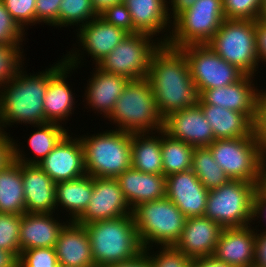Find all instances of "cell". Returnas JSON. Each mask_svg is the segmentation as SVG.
<instances>
[{
  "label": "cell",
  "instance_id": "obj_1",
  "mask_svg": "<svg viewBox=\"0 0 266 267\" xmlns=\"http://www.w3.org/2000/svg\"><path fill=\"white\" fill-rule=\"evenodd\" d=\"M147 79L163 119L173 112L198 105L200 94L180 48L162 43L152 55Z\"/></svg>",
  "mask_w": 266,
  "mask_h": 267
},
{
  "label": "cell",
  "instance_id": "obj_2",
  "mask_svg": "<svg viewBox=\"0 0 266 267\" xmlns=\"http://www.w3.org/2000/svg\"><path fill=\"white\" fill-rule=\"evenodd\" d=\"M24 69L22 67L13 79L0 88V130L3 132L14 124L32 126L45 123L44 96L49 68L32 75Z\"/></svg>",
  "mask_w": 266,
  "mask_h": 267
},
{
  "label": "cell",
  "instance_id": "obj_3",
  "mask_svg": "<svg viewBox=\"0 0 266 267\" xmlns=\"http://www.w3.org/2000/svg\"><path fill=\"white\" fill-rule=\"evenodd\" d=\"M84 226L96 267L128 262L143 252L132 214Z\"/></svg>",
  "mask_w": 266,
  "mask_h": 267
},
{
  "label": "cell",
  "instance_id": "obj_4",
  "mask_svg": "<svg viewBox=\"0 0 266 267\" xmlns=\"http://www.w3.org/2000/svg\"><path fill=\"white\" fill-rule=\"evenodd\" d=\"M106 119L117 124L115 129L130 133L162 130L163 118L157 110L149 80H129Z\"/></svg>",
  "mask_w": 266,
  "mask_h": 267
},
{
  "label": "cell",
  "instance_id": "obj_5",
  "mask_svg": "<svg viewBox=\"0 0 266 267\" xmlns=\"http://www.w3.org/2000/svg\"><path fill=\"white\" fill-rule=\"evenodd\" d=\"M131 134L111 129L79 136L83 144L86 173L94 178H117L129 169Z\"/></svg>",
  "mask_w": 266,
  "mask_h": 267
},
{
  "label": "cell",
  "instance_id": "obj_6",
  "mask_svg": "<svg viewBox=\"0 0 266 267\" xmlns=\"http://www.w3.org/2000/svg\"><path fill=\"white\" fill-rule=\"evenodd\" d=\"M143 249L174 246L184 229L186 217L167 197L144 202L132 210Z\"/></svg>",
  "mask_w": 266,
  "mask_h": 267
},
{
  "label": "cell",
  "instance_id": "obj_7",
  "mask_svg": "<svg viewBox=\"0 0 266 267\" xmlns=\"http://www.w3.org/2000/svg\"><path fill=\"white\" fill-rule=\"evenodd\" d=\"M257 186L252 182L230 179L220 187L209 190L204 216L223 228L251 225Z\"/></svg>",
  "mask_w": 266,
  "mask_h": 267
},
{
  "label": "cell",
  "instance_id": "obj_8",
  "mask_svg": "<svg viewBox=\"0 0 266 267\" xmlns=\"http://www.w3.org/2000/svg\"><path fill=\"white\" fill-rule=\"evenodd\" d=\"M255 29L256 21L225 19L207 45L245 75L256 76L260 62Z\"/></svg>",
  "mask_w": 266,
  "mask_h": 267
},
{
  "label": "cell",
  "instance_id": "obj_9",
  "mask_svg": "<svg viewBox=\"0 0 266 267\" xmlns=\"http://www.w3.org/2000/svg\"><path fill=\"white\" fill-rule=\"evenodd\" d=\"M225 19L222 0H197L172 21L166 44L175 48L208 44Z\"/></svg>",
  "mask_w": 266,
  "mask_h": 267
},
{
  "label": "cell",
  "instance_id": "obj_10",
  "mask_svg": "<svg viewBox=\"0 0 266 267\" xmlns=\"http://www.w3.org/2000/svg\"><path fill=\"white\" fill-rule=\"evenodd\" d=\"M161 44L160 37L155 38L148 33L128 34L95 67L129 80L145 79L148 76L152 55Z\"/></svg>",
  "mask_w": 266,
  "mask_h": 267
},
{
  "label": "cell",
  "instance_id": "obj_11",
  "mask_svg": "<svg viewBox=\"0 0 266 267\" xmlns=\"http://www.w3.org/2000/svg\"><path fill=\"white\" fill-rule=\"evenodd\" d=\"M208 148L214 160L231 180L259 184L263 154L257 137L217 139Z\"/></svg>",
  "mask_w": 266,
  "mask_h": 267
},
{
  "label": "cell",
  "instance_id": "obj_12",
  "mask_svg": "<svg viewBox=\"0 0 266 267\" xmlns=\"http://www.w3.org/2000/svg\"><path fill=\"white\" fill-rule=\"evenodd\" d=\"M78 49L74 48V51L72 48L71 52L69 51L66 55L62 56L64 57L63 59L61 58V60L57 61L58 63L52 64L49 68L48 87L44 96L45 123L51 122L62 125L74 112L76 105L75 94L67 82V77L71 76L70 73H73L78 68V65L81 64V60H83L81 56H84V53L81 54L82 50Z\"/></svg>",
  "mask_w": 266,
  "mask_h": 267
},
{
  "label": "cell",
  "instance_id": "obj_13",
  "mask_svg": "<svg viewBox=\"0 0 266 267\" xmlns=\"http://www.w3.org/2000/svg\"><path fill=\"white\" fill-rule=\"evenodd\" d=\"M185 54L191 78L199 94L204 90L228 86L239 81L245 74L227 63L207 44L180 48Z\"/></svg>",
  "mask_w": 266,
  "mask_h": 267
},
{
  "label": "cell",
  "instance_id": "obj_14",
  "mask_svg": "<svg viewBox=\"0 0 266 267\" xmlns=\"http://www.w3.org/2000/svg\"><path fill=\"white\" fill-rule=\"evenodd\" d=\"M131 214L132 209L125 200L116 178L93 177L91 199L83 214L75 222L85 225Z\"/></svg>",
  "mask_w": 266,
  "mask_h": 267
},
{
  "label": "cell",
  "instance_id": "obj_15",
  "mask_svg": "<svg viewBox=\"0 0 266 267\" xmlns=\"http://www.w3.org/2000/svg\"><path fill=\"white\" fill-rule=\"evenodd\" d=\"M67 133L53 150L38 163L55 182L77 179L84 176L83 144L79 137H72Z\"/></svg>",
  "mask_w": 266,
  "mask_h": 267
},
{
  "label": "cell",
  "instance_id": "obj_16",
  "mask_svg": "<svg viewBox=\"0 0 266 267\" xmlns=\"http://www.w3.org/2000/svg\"><path fill=\"white\" fill-rule=\"evenodd\" d=\"M163 132L193 147H208L215 137L199 105L173 112L163 119Z\"/></svg>",
  "mask_w": 266,
  "mask_h": 267
},
{
  "label": "cell",
  "instance_id": "obj_17",
  "mask_svg": "<svg viewBox=\"0 0 266 267\" xmlns=\"http://www.w3.org/2000/svg\"><path fill=\"white\" fill-rule=\"evenodd\" d=\"M254 76L244 75L234 84L204 90L200 98L207 105H216L225 109L245 114L253 123L257 115L258 86H255Z\"/></svg>",
  "mask_w": 266,
  "mask_h": 267
},
{
  "label": "cell",
  "instance_id": "obj_18",
  "mask_svg": "<svg viewBox=\"0 0 266 267\" xmlns=\"http://www.w3.org/2000/svg\"><path fill=\"white\" fill-rule=\"evenodd\" d=\"M208 193L191 169L166 177V197L186 218L204 216Z\"/></svg>",
  "mask_w": 266,
  "mask_h": 267
},
{
  "label": "cell",
  "instance_id": "obj_19",
  "mask_svg": "<svg viewBox=\"0 0 266 267\" xmlns=\"http://www.w3.org/2000/svg\"><path fill=\"white\" fill-rule=\"evenodd\" d=\"M222 230L205 216L189 217L174 247L192 259L213 255Z\"/></svg>",
  "mask_w": 266,
  "mask_h": 267
},
{
  "label": "cell",
  "instance_id": "obj_20",
  "mask_svg": "<svg viewBox=\"0 0 266 267\" xmlns=\"http://www.w3.org/2000/svg\"><path fill=\"white\" fill-rule=\"evenodd\" d=\"M255 238L252 224L223 228L213 255L234 267H250L255 261Z\"/></svg>",
  "mask_w": 266,
  "mask_h": 267
},
{
  "label": "cell",
  "instance_id": "obj_21",
  "mask_svg": "<svg viewBox=\"0 0 266 267\" xmlns=\"http://www.w3.org/2000/svg\"><path fill=\"white\" fill-rule=\"evenodd\" d=\"M77 42L83 52L91 56L93 64H98L107 56L129 33L125 30L107 23L99 15L87 24L76 29Z\"/></svg>",
  "mask_w": 266,
  "mask_h": 267
},
{
  "label": "cell",
  "instance_id": "obj_22",
  "mask_svg": "<svg viewBox=\"0 0 266 267\" xmlns=\"http://www.w3.org/2000/svg\"><path fill=\"white\" fill-rule=\"evenodd\" d=\"M26 213H55L56 183L36 164L21 163Z\"/></svg>",
  "mask_w": 266,
  "mask_h": 267
},
{
  "label": "cell",
  "instance_id": "obj_23",
  "mask_svg": "<svg viewBox=\"0 0 266 267\" xmlns=\"http://www.w3.org/2000/svg\"><path fill=\"white\" fill-rule=\"evenodd\" d=\"M54 248L59 266L96 267L84 225L69 221L61 230Z\"/></svg>",
  "mask_w": 266,
  "mask_h": 267
},
{
  "label": "cell",
  "instance_id": "obj_24",
  "mask_svg": "<svg viewBox=\"0 0 266 267\" xmlns=\"http://www.w3.org/2000/svg\"><path fill=\"white\" fill-rule=\"evenodd\" d=\"M53 213H24L20 225V254L33 248L55 247L59 234L69 222L58 221Z\"/></svg>",
  "mask_w": 266,
  "mask_h": 267
},
{
  "label": "cell",
  "instance_id": "obj_25",
  "mask_svg": "<svg viewBox=\"0 0 266 267\" xmlns=\"http://www.w3.org/2000/svg\"><path fill=\"white\" fill-rule=\"evenodd\" d=\"M116 179L132 210L141 203L166 197V176L163 174L144 173L130 167Z\"/></svg>",
  "mask_w": 266,
  "mask_h": 267
},
{
  "label": "cell",
  "instance_id": "obj_26",
  "mask_svg": "<svg viewBox=\"0 0 266 267\" xmlns=\"http://www.w3.org/2000/svg\"><path fill=\"white\" fill-rule=\"evenodd\" d=\"M123 2L131 14L133 26L139 32L156 37L166 32L164 37L161 36V42L168 41L172 26L168 14V0H123Z\"/></svg>",
  "mask_w": 266,
  "mask_h": 267
},
{
  "label": "cell",
  "instance_id": "obj_27",
  "mask_svg": "<svg viewBox=\"0 0 266 267\" xmlns=\"http://www.w3.org/2000/svg\"><path fill=\"white\" fill-rule=\"evenodd\" d=\"M93 70L92 78L88 79L87 87L84 89H87L84 98L86 104L95 111L94 113L97 111V113L107 118L114 109L115 103L129 79L104 72L97 67Z\"/></svg>",
  "mask_w": 266,
  "mask_h": 267
},
{
  "label": "cell",
  "instance_id": "obj_28",
  "mask_svg": "<svg viewBox=\"0 0 266 267\" xmlns=\"http://www.w3.org/2000/svg\"><path fill=\"white\" fill-rule=\"evenodd\" d=\"M198 105L212 128L215 140L250 137L254 134V123L245 114L207 105L201 98Z\"/></svg>",
  "mask_w": 266,
  "mask_h": 267
},
{
  "label": "cell",
  "instance_id": "obj_29",
  "mask_svg": "<svg viewBox=\"0 0 266 267\" xmlns=\"http://www.w3.org/2000/svg\"><path fill=\"white\" fill-rule=\"evenodd\" d=\"M63 125L58 123L46 122L43 124L33 125L37 128L28 138V145L35 156L27 158L26 153L20 144L18 145L13 138V159L19 163L36 164L43 160L60 140L69 132Z\"/></svg>",
  "mask_w": 266,
  "mask_h": 267
},
{
  "label": "cell",
  "instance_id": "obj_30",
  "mask_svg": "<svg viewBox=\"0 0 266 267\" xmlns=\"http://www.w3.org/2000/svg\"><path fill=\"white\" fill-rule=\"evenodd\" d=\"M131 167L144 173L163 174L161 130L131 134Z\"/></svg>",
  "mask_w": 266,
  "mask_h": 267
},
{
  "label": "cell",
  "instance_id": "obj_31",
  "mask_svg": "<svg viewBox=\"0 0 266 267\" xmlns=\"http://www.w3.org/2000/svg\"><path fill=\"white\" fill-rule=\"evenodd\" d=\"M93 192V177L85 174L55 185L56 210L62 207L69 213V221H76L85 211Z\"/></svg>",
  "mask_w": 266,
  "mask_h": 267
},
{
  "label": "cell",
  "instance_id": "obj_32",
  "mask_svg": "<svg viewBox=\"0 0 266 267\" xmlns=\"http://www.w3.org/2000/svg\"><path fill=\"white\" fill-rule=\"evenodd\" d=\"M0 213H26L21 163L14 159L0 169Z\"/></svg>",
  "mask_w": 266,
  "mask_h": 267
},
{
  "label": "cell",
  "instance_id": "obj_33",
  "mask_svg": "<svg viewBox=\"0 0 266 267\" xmlns=\"http://www.w3.org/2000/svg\"><path fill=\"white\" fill-rule=\"evenodd\" d=\"M195 147L171 138L161 130V151L163 175L166 177L191 169Z\"/></svg>",
  "mask_w": 266,
  "mask_h": 267
},
{
  "label": "cell",
  "instance_id": "obj_34",
  "mask_svg": "<svg viewBox=\"0 0 266 267\" xmlns=\"http://www.w3.org/2000/svg\"><path fill=\"white\" fill-rule=\"evenodd\" d=\"M191 170L208 190L218 188L230 180L214 160L208 147H196L194 149Z\"/></svg>",
  "mask_w": 266,
  "mask_h": 267
},
{
  "label": "cell",
  "instance_id": "obj_35",
  "mask_svg": "<svg viewBox=\"0 0 266 267\" xmlns=\"http://www.w3.org/2000/svg\"><path fill=\"white\" fill-rule=\"evenodd\" d=\"M98 16L91 0H62L59 6L58 27H76L87 24ZM81 23V24H80Z\"/></svg>",
  "mask_w": 266,
  "mask_h": 267
},
{
  "label": "cell",
  "instance_id": "obj_36",
  "mask_svg": "<svg viewBox=\"0 0 266 267\" xmlns=\"http://www.w3.org/2000/svg\"><path fill=\"white\" fill-rule=\"evenodd\" d=\"M21 215L0 213V249L20 257Z\"/></svg>",
  "mask_w": 266,
  "mask_h": 267
},
{
  "label": "cell",
  "instance_id": "obj_37",
  "mask_svg": "<svg viewBox=\"0 0 266 267\" xmlns=\"http://www.w3.org/2000/svg\"><path fill=\"white\" fill-rule=\"evenodd\" d=\"M21 46L0 44V88L13 79L25 66L22 54L24 49Z\"/></svg>",
  "mask_w": 266,
  "mask_h": 267
},
{
  "label": "cell",
  "instance_id": "obj_38",
  "mask_svg": "<svg viewBox=\"0 0 266 267\" xmlns=\"http://www.w3.org/2000/svg\"><path fill=\"white\" fill-rule=\"evenodd\" d=\"M158 249L154 254L150 252L152 247L143 249L153 267H191L193 259L174 246H160Z\"/></svg>",
  "mask_w": 266,
  "mask_h": 267
},
{
  "label": "cell",
  "instance_id": "obj_39",
  "mask_svg": "<svg viewBox=\"0 0 266 267\" xmlns=\"http://www.w3.org/2000/svg\"><path fill=\"white\" fill-rule=\"evenodd\" d=\"M262 0H222L226 19L256 21Z\"/></svg>",
  "mask_w": 266,
  "mask_h": 267
},
{
  "label": "cell",
  "instance_id": "obj_40",
  "mask_svg": "<svg viewBox=\"0 0 266 267\" xmlns=\"http://www.w3.org/2000/svg\"><path fill=\"white\" fill-rule=\"evenodd\" d=\"M36 0H2L13 20L25 32L29 25H35Z\"/></svg>",
  "mask_w": 266,
  "mask_h": 267
},
{
  "label": "cell",
  "instance_id": "obj_41",
  "mask_svg": "<svg viewBox=\"0 0 266 267\" xmlns=\"http://www.w3.org/2000/svg\"><path fill=\"white\" fill-rule=\"evenodd\" d=\"M18 267H60L55 248H33L21 252Z\"/></svg>",
  "mask_w": 266,
  "mask_h": 267
},
{
  "label": "cell",
  "instance_id": "obj_42",
  "mask_svg": "<svg viewBox=\"0 0 266 267\" xmlns=\"http://www.w3.org/2000/svg\"><path fill=\"white\" fill-rule=\"evenodd\" d=\"M26 33L13 20L0 0V44L22 45Z\"/></svg>",
  "mask_w": 266,
  "mask_h": 267
},
{
  "label": "cell",
  "instance_id": "obj_43",
  "mask_svg": "<svg viewBox=\"0 0 266 267\" xmlns=\"http://www.w3.org/2000/svg\"><path fill=\"white\" fill-rule=\"evenodd\" d=\"M107 23L125 30L129 34L139 31L133 26L131 14L124 2L113 5L99 15Z\"/></svg>",
  "mask_w": 266,
  "mask_h": 267
},
{
  "label": "cell",
  "instance_id": "obj_44",
  "mask_svg": "<svg viewBox=\"0 0 266 267\" xmlns=\"http://www.w3.org/2000/svg\"><path fill=\"white\" fill-rule=\"evenodd\" d=\"M62 0H36L35 23L58 27L59 6Z\"/></svg>",
  "mask_w": 266,
  "mask_h": 267
},
{
  "label": "cell",
  "instance_id": "obj_45",
  "mask_svg": "<svg viewBox=\"0 0 266 267\" xmlns=\"http://www.w3.org/2000/svg\"><path fill=\"white\" fill-rule=\"evenodd\" d=\"M263 90L259 93L257 100V115L254 122V134L257 137L262 154H266V90Z\"/></svg>",
  "mask_w": 266,
  "mask_h": 267
},
{
  "label": "cell",
  "instance_id": "obj_46",
  "mask_svg": "<svg viewBox=\"0 0 266 267\" xmlns=\"http://www.w3.org/2000/svg\"><path fill=\"white\" fill-rule=\"evenodd\" d=\"M266 189L259 183L255 195H254V203H253V219L252 220H259L258 218L262 217L263 220H266ZM257 217V219H256ZM265 229V230H264ZM262 231L266 232V228Z\"/></svg>",
  "mask_w": 266,
  "mask_h": 267
},
{
  "label": "cell",
  "instance_id": "obj_47",
  "mask_svg": "<svg viewBox=\"0 0 266 267\" xmlns=\"http://www.w3.org/2000/svg\"><path fill=\"white\" fill-rule=\"evenodd\" d=\"M13 160V137L0 130V169Z\"/></svg>",
  "mask_w": 266,
  "mask_h": 267
},
{
  "label": "cell",
  "instance_id": "obj_48",
  "mask_svg": "<svg viewBox=\"0 0 266 267\" xmlns=\"http://www.w3.org/2000/svg\"><path fill=\"white\" fill-rule=\"evenodd\" d=\"M256 50L259 62L266 64V21L256 20L255 29Z\"/></svg>",
  "mask_w": 266,
  "mask_h": 267
},
{
  "label": "cell",
  "instance_id": "obj_49",
  "mask_svg": "<svg viewBox=\"0 0 266 267\" xmlns=\"http://www.w3.org/2000/svg\"><path fill=\"white\" fill-rule=\"evenodd\" d=\"M258 231L260 232L258 233ZM255 247L254 264L260 267H266V232L256 230Z\"/></svg>",
  "mask_w": 266,
  "mask_h": 267
},
{
  "label": "cell",
  "instance_id": "obj_50",
  "mask_svg": "<svg viewBox=\"0 0 266 267\" xmlns=\"http://www.w3.org/2000/svg\"><path fill=\"white\" fill-rule=\"evenodd\" d=\"M196 1L197 0H168V4H170L168 5V14L170 20L173 21L180 13L189 9ZM169 6L172 8H169Z\"/></svg>",
  "mask_w": 266,
  "mask_h": 267
},
{
  "label": "cell",
  "instance_id": "obj_51",
  "mask_svg": "<svg viewBox=\"0 0 266 267\" xmlns=\"http://www.w3.org/2000/svg\"><path fill=\"white\" fill-rule=\"evenodd\" d=\"M191 267H234L217 259L214 255L199 257L192 260Z\"/></svg>",
  "mask_w": 266,
  "mask_h": 267
},
{
  "label": "cell",
  "instance_id": "obj_52",
  "mask_svg": "<svg viewBox=\"0 0 266 267\" xmlns=\"http://www.w3.org/2000/svg\"><path fill=\"white\" fill-rule=\"evenodd\" d=\"M104 267H153L148 256L142 252L137 258L123 263L111 264Z\"/></svg>",
  "mask_w": 266,
  "mask_h": 267
},
{
  "label": "cell",
  "instance_id": "obj_53",
  "mask_svg": "<svg viewBox=\"0 0 266 267\" xmlns=\"http://www.w3.org/2000/svg\"><path fill=\"white\" fill-rule=\"evenodd\" d=\"M123 0H91L93 9L97 15H100L106 9L112 7L113 5L122 3Z\"/></svg>",
  "mask_w": 266,
  "mask_h": 267
},
{
  "label": "cell",
  "instance_id": "obj_54",
  "mask_svg": "<svg viewBox=\"0 0 266 267\" xmlns=\"http://www.w3.org/2000/svg\"><path fill=\"white\" fill-rule=\"evenodd\" d=\"M0 267H18V258L13 253L0 249Z\"/></svg>",
  "mask_w": 266,
  "mask_h": 267
},
{
  "label": "cell",
  "instance_id": "obj_55",
  "mask_svg": "<svg viewBox=\"0 0 266 267\" xmlns=\"http://www.w3.org/2000/svg\"><path fill=\"white\" fill-rule=\"evenodd\" d=\"M260 184L266 189V154H263L262 157Z\"/></svg>",
  "mask_w": 266,
  "mask_h": 267
},
{
  "label": "cell",
  "instance_id": "obj_56",
  "mask_svg": "<svg viewBox=\"0 0 266 267\" xmlns=\"http://www.w3.org/2000/svg\"><path fill=\"white\" fill-rule=\"evenodd\" d=\"M258 19L266 21V0L261 1Z\"/></svg>",
  "mask_w": 266,
  "mask_h": 267
},
{
  "label": "cell",
  "instance_id": "obj_57",
  "mask_svg": "<svg viewBox=\"0 0 266 267\" xmlns=\"http://www.w3.org/2000/svg\"><path fill=\"white\" fill-rule=\"evenodd\" d=\"M250 267H260V266H258L256 264H252Z\"/></svg>",
  "mask_w": 266,
  "mask_h": 267
}]
</instances>
